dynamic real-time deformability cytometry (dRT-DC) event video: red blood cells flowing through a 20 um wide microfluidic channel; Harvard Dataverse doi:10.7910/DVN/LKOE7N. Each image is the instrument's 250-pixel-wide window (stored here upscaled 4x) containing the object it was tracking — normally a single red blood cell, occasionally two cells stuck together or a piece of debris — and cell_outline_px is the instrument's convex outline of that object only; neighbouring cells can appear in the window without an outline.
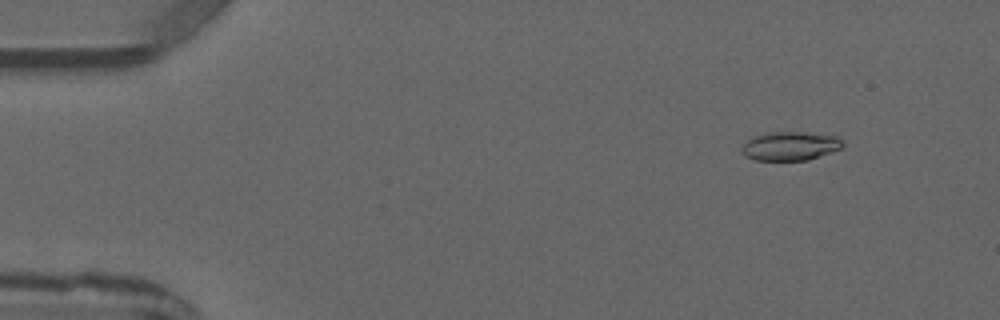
{"species": "common noctule bat (a hibernating species)", "species_latin": "Nyctalus noctula", "temperature_condition": "warm", "stored_images_in_passage": 5, "camera_frame_rate_fps": 3000, "um_per_image_px": 0.085, "animal": {"sex": "male", "forearm_length_mm": 52.5}, "frame": {"image": 1, "passage_image": 1, "time_ms": 0.0, "image_size_px": [1000, 320], "cell_outline_px": [[844, 144], [840, 148], [808, 160], [756, 160], [744, 156], [740, 152], [740, 148], [748, 140], [764, 132], [804, 132], [836, 136]], "centroid_in_image_um": [67.11, 12.41], "position_along_channel_um": 17.9, "area_um2": 16.82}}
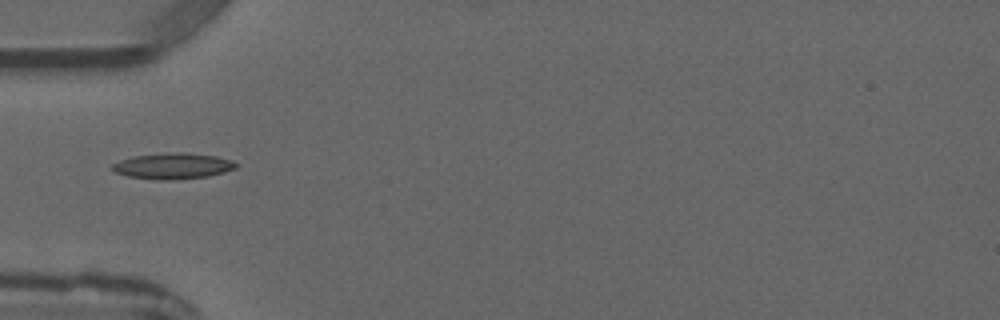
{"frame": {"image": 2, "passage_image": 4, "time_ms": 3.333, "image_size_px": [1000, 320], "cell_outline_px": [[240, 164], [236, 168], [224, 172], [208, 176], [172, 180], [156, 180], [128, 176], [116, 172], [112, 168], [112, 164], [120, 160], [132, 156], [168, 152], [184, 152], [216, 156], [232, 160]], "centroid_in_image_um": [14.72, 14.1], "position_along_channel_um": 70.3, "area_um2": 18.84}}
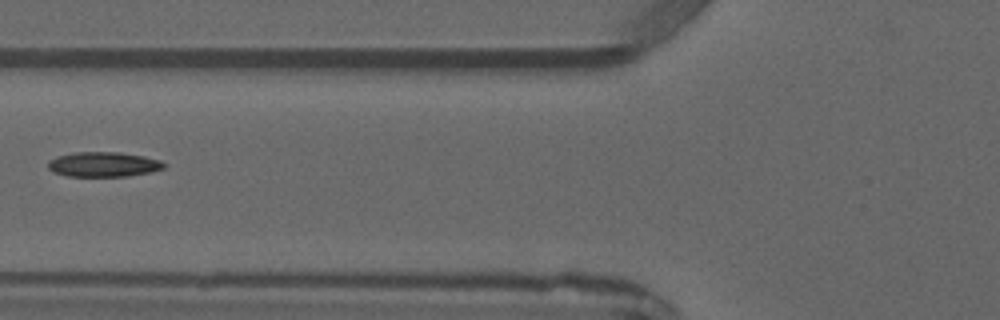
{"frame": {"image": 3, "passage_image": 5, "time_ms": 4.333, "image_size_px": [1000, 320], "cell_outline_px": [[164, 168], [152, 172], [128, 176], [68, 176], [52, 172], [48, 168], [48, 160], [56, 156], [72, 152], [120, 152], [144, 156], [160, 160], [164, 164]], "centroid_in_image_um": [8.76, 13.97], "position_along_channel_um": 117.0, "area_um2": 16.94}}